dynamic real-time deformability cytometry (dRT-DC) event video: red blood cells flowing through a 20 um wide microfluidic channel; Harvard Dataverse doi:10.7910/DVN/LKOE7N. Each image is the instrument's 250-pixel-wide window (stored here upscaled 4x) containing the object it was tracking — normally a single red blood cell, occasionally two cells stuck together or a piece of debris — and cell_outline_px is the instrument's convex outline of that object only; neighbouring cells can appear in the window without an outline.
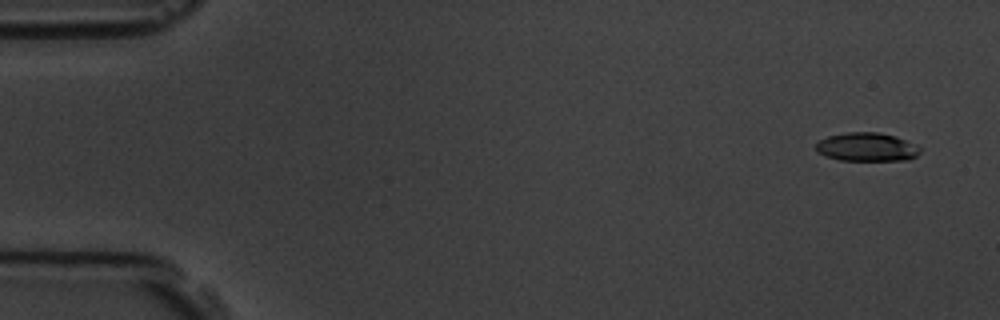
{"species": "common noctule bat (a hibernating species)", "species_latin": "Nyctalus noctula", "temperature_condition": "room temperature", "stored_images_in_passage": 3, "camera_frame_rate_fps": 3000, "um_per_image_px": 0.085, "animal": {"sex": "male", "body_mass_g": 19.5, "forearm_length_mm": 54.6}, "frame": {"image": 1, "passage_image": 1, "time_ms": 0.0, "image_size_px": [1000, 320], "cell_outline_px": [[920, 152], [916, 156], [908, 160], [840, 160], [824, 156], [816, 152], [816, 144], [820, 140], [828, 136], [848, 132], [880, 132], [896, 136], [920, 148]], "centroid_in_image_um": [73.65, 12.5], "position_along_channel_um": 11.4, "area_um2": 17.28}}